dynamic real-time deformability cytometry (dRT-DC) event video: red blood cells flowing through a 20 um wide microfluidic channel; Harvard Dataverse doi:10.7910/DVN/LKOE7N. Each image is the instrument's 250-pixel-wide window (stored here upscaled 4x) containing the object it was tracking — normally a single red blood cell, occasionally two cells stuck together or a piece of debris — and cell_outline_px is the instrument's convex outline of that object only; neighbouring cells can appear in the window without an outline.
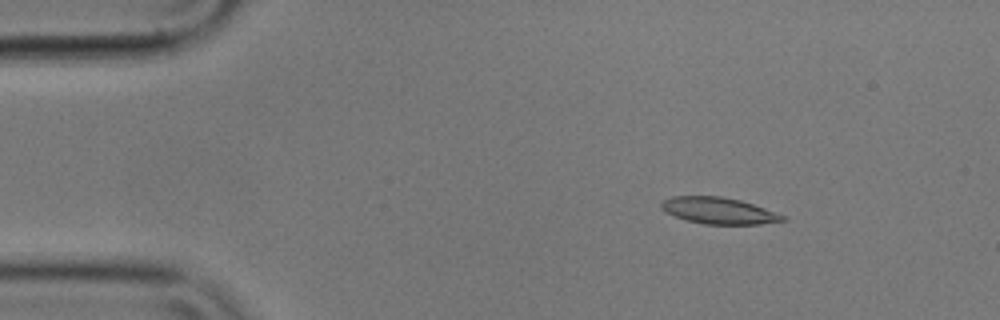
{"species": "common noctule bat (a hibernating species)", "species_latin": "Nyctalus noctula", "temperature_condition": "cold", "stored_images_in_passage": 15, "camera_frame_rate_fps": 3000, "um_per_image_px": 0.085, "animal": {"sex": "male", "body_mass_g": 17.9}, "frame": {"image": 1, "passage_image": 3, "time_ms": 0.667, "image_size_px": [1000, 320], "cell_outline_px": [[788, 220], [760, 224], [704, 224], [688, 220], [664, 212], [660, 208], [660, 204], [664, 200], [672, 196], [720, 196], [740, 200], [764, 208], [784, 216]], "centroid_in_image_um": [61.06, 17.9], "position_along_channel_um": 23.9, "area_um2": 18.55}}
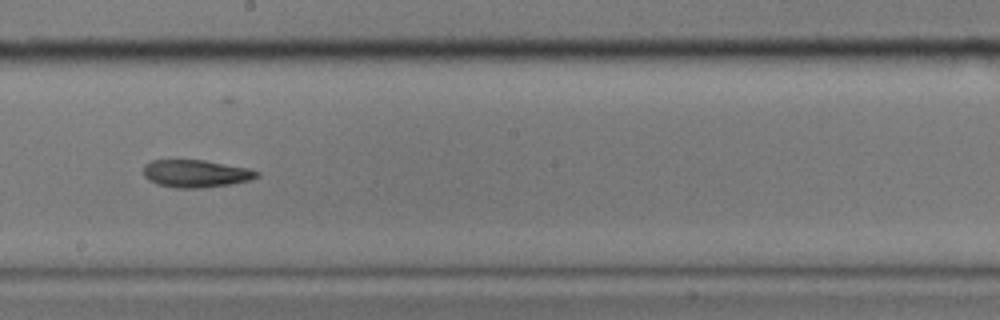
{"frame": {"image": 2, "passage_image": 9, "time_ms": 2.667, "image_size_px": [1000, 320], "cell_outline_px": [[260, 176], [248, 180], [228, 184], [200, 188], [176, 188], [160, 184], [148, 180], [144, 176], [144, 164], [152, 160], [204, 160], [248, 168], [260, 172]], "centroid_in_image_um": [16.64, 14.74], "position_along_channel_um": 231.6, "area_um2": 18.03}}
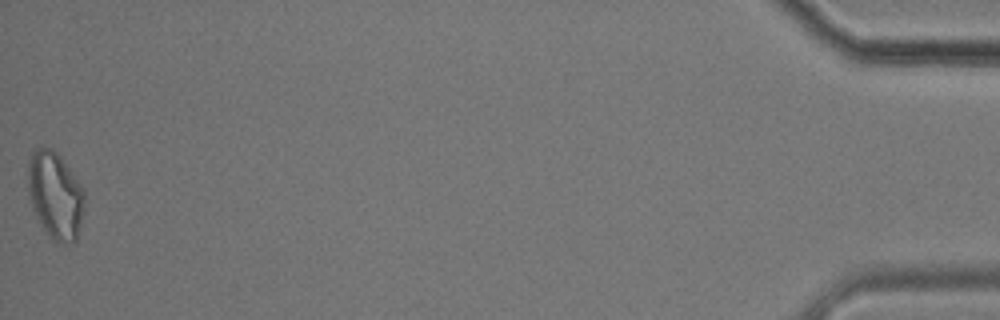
{"frame": {"image": 3, "passage_image": 15, "time_ms": 4.667, "image_size_px": [1000, 320], "cell_outline_px": [[84, 212], [76, 244], [60, 244], [52, 240], [40, 224], [32, 208], [28, 192], [28, 160], [32, 148], [40, 144], [52, 148], [60, 156], [84, 188]], "centroid_in_image_um": [4.69, 16.59], "position_along_channel_um": 430.5, "area_um2": 29.59}}